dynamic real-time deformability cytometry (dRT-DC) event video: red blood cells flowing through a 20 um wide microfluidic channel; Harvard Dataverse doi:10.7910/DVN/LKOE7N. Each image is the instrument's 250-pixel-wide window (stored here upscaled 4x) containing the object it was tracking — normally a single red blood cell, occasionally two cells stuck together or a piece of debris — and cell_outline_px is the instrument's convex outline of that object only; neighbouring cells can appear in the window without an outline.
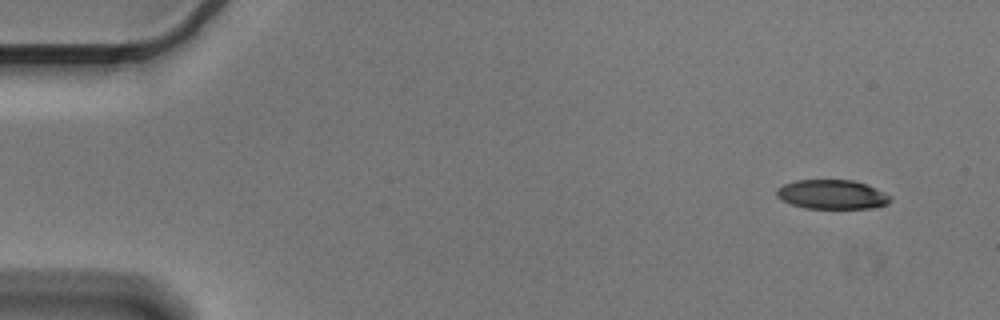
{"species": "Egyptian fruit bat (a non-hibernating species)", "species_latin": "Rousettus aegyptiacus", "temperature_condition": "cold", "stored_images_in_passage": 5, "segment_of_instrument_passage": [1, 2], "camera_frame_rate_fps": 3000, "um_per_image_px": 0.085, "animal": {"sex": "male"}, "frame": {"image": 1, "passage_image": 1, "time_ms": 0.0, "image_size_px": [1000, 320], "cell_outline_px": [[892, 200], [888, 204], [872, 208], [804, 208], [780, 200], [776, 196], [776, 188], [784, 184], [796, 180], [856, 180], [868, 184], [892, 196]], "centroid_in_image_um": [70.74, 16.52], "position_along_channel_um": 14.3, "area_um2": 19.65}}